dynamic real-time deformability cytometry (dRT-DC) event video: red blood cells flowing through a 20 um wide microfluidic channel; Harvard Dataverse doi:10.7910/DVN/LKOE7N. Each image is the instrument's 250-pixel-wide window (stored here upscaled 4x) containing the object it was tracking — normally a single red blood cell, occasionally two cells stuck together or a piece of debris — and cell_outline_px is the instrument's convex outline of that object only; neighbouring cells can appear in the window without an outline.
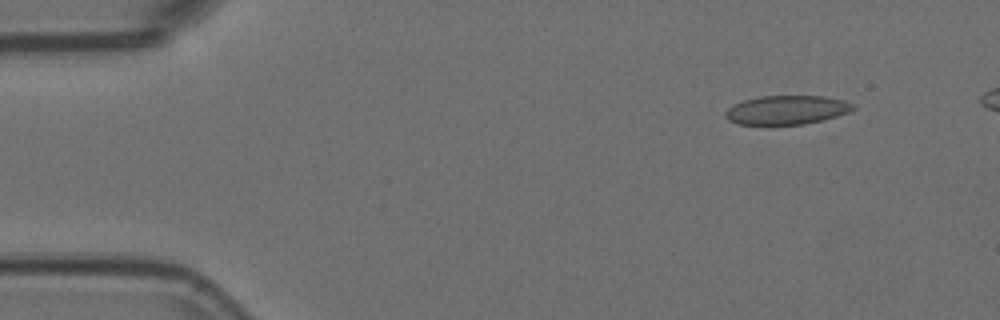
{"species": "Egyptian fruit bat (a non-hibernating species)", "species_latin": "Rousettus aegyptiacus", "temperature_condition": "room temperature", "stored_images_in_passage": 53, "camera_frame_rate_fps": 3000, "um_per_image_px": 0.085, "animal": {"sex": "female"}, "frame": {"image": 1, "passage_image": 5, "time_ms": 1.333, "image_size_px": [1000, 320], "cell_outline_px": [[856, 108], [848, 112], [836, 116], [804, 124], [740, 124], [728, 120], [724, 116], [724, 112], [728, 108], [744, 100], [760, 96], [824, 96], [844, 100], [856, 104]], "centroid_in_image_um": [66.89, 9.33], "position_along_channel_um": 18.1, "area_um2": 21.39}}
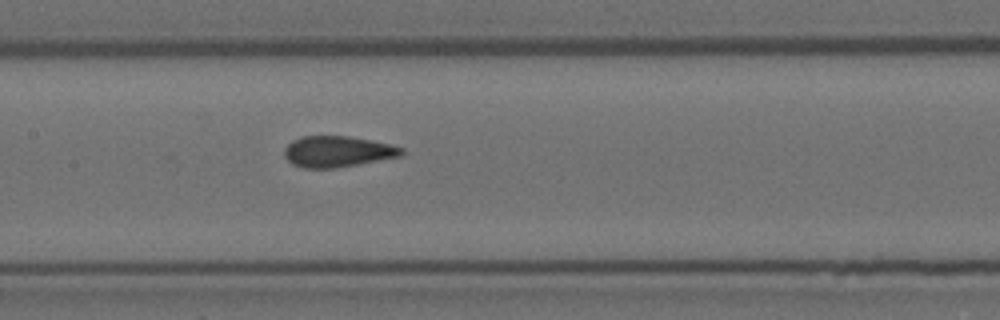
{"frame": {"image": 2, "passage_image": 25, "time_ms": 8.0, "image_size_px": [1000, 320], "cell_outline_px": [[404, 152], [400, 156], [356, 164], [332, 168], [304, 168], [292, 164], [284, 156], [284, 148], [292, 140], [300, 136], [348, 136], [372, 140], [392, 144], [404, 148]], "centroid_in_image_um": [28.67, 12.87], "position_along_channel_um": 178.7, "area_um2": 21.15}}
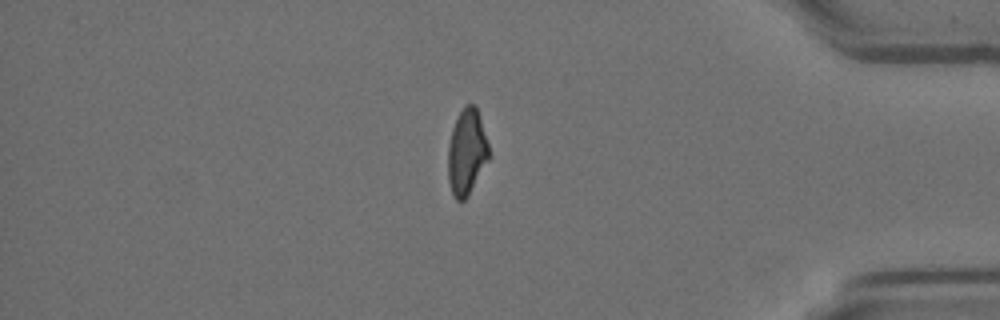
{"frame": {"image": 3, "passage_image": 45, "time_ms": 14.667, "image_size_px": [1000, 320], "cell_outline_px": [[488, 160], [468, 196], [464, 200], [456, 200], [452, 192], [448, 180], [448, 144], [452, 128], [464, 104], [476, 104], [480, 116], [488, 144]], "centroid_in_image_um": [39.66, 12.9], "position_along_channel_um": 395.5, "area_um2": 20.35}, "authors_computed_cell_mechanics": {"area_um2": 21.4438, "velocity_mm_per_s": 3.7457, "shape_relaxation_time_tau1_ms": null, "shape_relaxation_time_tau2_ms": 1.0126, "deformation_change_tau1": null, "deformation_change_tau2": 0.0638}}